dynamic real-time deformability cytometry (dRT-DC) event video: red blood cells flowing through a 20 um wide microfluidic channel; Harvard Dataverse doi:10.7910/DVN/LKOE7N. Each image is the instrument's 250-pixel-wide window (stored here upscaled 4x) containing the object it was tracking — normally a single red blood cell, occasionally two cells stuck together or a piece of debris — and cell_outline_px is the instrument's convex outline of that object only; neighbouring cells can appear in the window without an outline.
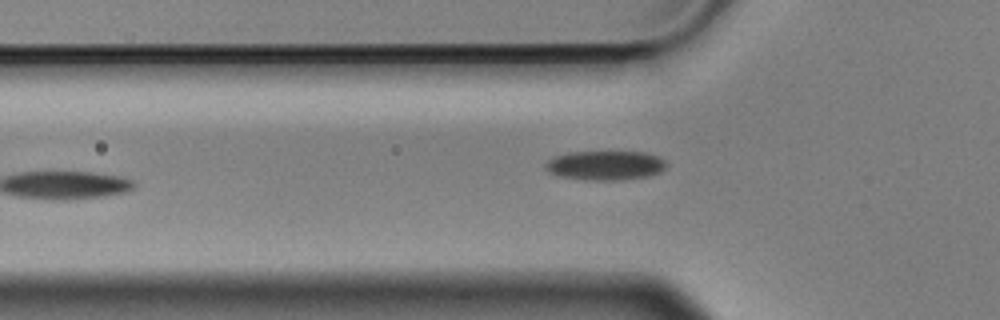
{"species": "Egyptian fruit bat (a non-hibernating species)", "species_latin": "Rousettus aegyptiacus", "temperature_condition": "cold", "stored_images_in_passage": 37, "camera_frame_rate_fps": 3000, "um_per_image_px": 0.085, "animal": {"sex": "male"}, "frame": {"image": 1, "passage_image": 2, "time_ms": 0.333, "image_size_px": [1000, 320], "cell_outline_px": [[668, 164], [660, 172], [652, 176], [624, 180], [596, 180], [560, 176], [548, 172], [544, 168], [544, 164], [548, 160], [556, 156], [568, 152], [648, 152], [664, 160]], "centroid_in_image_um": [51.48, 14.06], "position_along_channel_um": 74.3, "area_um2": 20.75}}
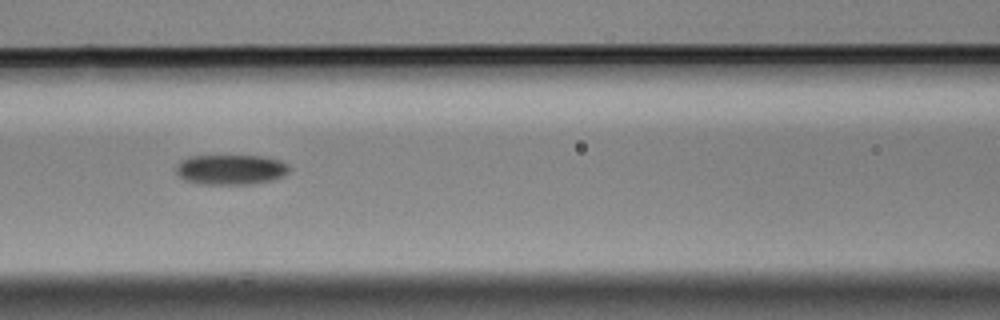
{"frame": {"image": 2, "passage_image": 8, "time_ms": 2.333, "image_size_px": [1000, 320], "cell_outline_px": [[292, 168], [284, 176], [272, 180], [248, 184], [200, 184], [184, 180], [176, 172], [176, 164], [188, 156], [264, 156], [280, 160], [288, 164]], "centroid_in_image_um": [19.63, 14.41], "position_along_channel_um": 147.0, "area_um2": 20.0}}
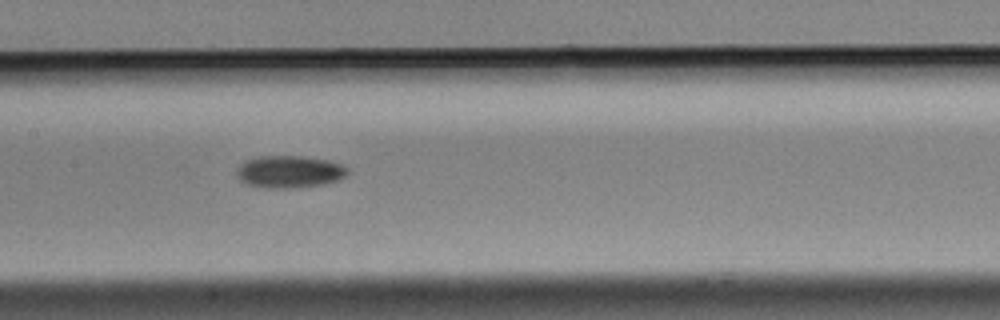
{"frame": {"image": 3, "passage_image": 11, "time_ms": 3.333, "image_size_px": [1000, 320], "cell_outline_px": [[348, 172], [344, 176], [336, 180], [324, 184], [300, 188], [264, 188], [248, 184], [240, 180], [236, 176], [236, 168], [240, 164], [248, 160], [260, 156], [300, 156], [328, 160], [340, 164], [348, 168]], "centroid_in_image_um": [24.57, 14.61], "position_along_channel_um": 182.8, "area_um2": 20.87}, "authors_computed_cell_mechanics": {"area_um2": 20.519, "velocity_mm_per_s": 3.5878, "shape_relaxation_time_tau1_ms": 0.9571, "shape_relaxation_time_tau2_ms": 11.249, "deformation_change_tau1": 0.0367, "deformation_change_tau2": 0.2328}}